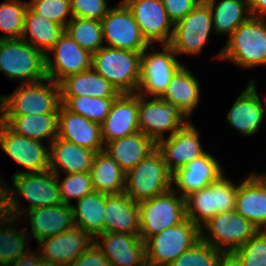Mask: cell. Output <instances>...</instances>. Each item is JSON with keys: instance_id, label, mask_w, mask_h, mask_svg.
Segmentation results:
<instances>
[{"instance_id": "obj_1", "label": "cell", "mask_w": 266, "mask_h": 266, "mask_svg": "<svg viewBox=\"0 0 266 266\" xmlns=\"http://www.w3.org/2000/svg\"><path fill=\"white\" fill-rule=\"evenodd\" d=\"M12 177L13 185L10 186L12 189H8L12 217L21 220L24 211L62 203L56 174L50 169L39 173H22ZM19 195L29 201L27 207L24 208Z\"/></svg>"}, {"instance_id": "obj_2", "label": "cell", "mask_w": 266, "mask_h": 266, "mask_svg": "<svg viewBox=\"0 0 266 266\" xmlns=\"http://www.w3.org/2000/svg\"><path fill=\"white\" fill-rule=\"evenodd\" d=\"M215 57L244 69L266 65V18L251 16L229 36Z\"/></svg>"}, {"instance_id": "obj_3", "label": "cell", "mask_w": 266, "mask_h": 266, "mask_svg": "<svg viewBox=\"0 0 266 266\" xmlns=\"http://www.w3.org/2000/svg\"><path fill=\"white\" fill-rule=\"evenodd\" d=\"M61 105L60 86L48 78L20 84L9 96L0 95V115L59 113Z\"/></svg>"}, {"instance_id": "obj_4", "label": "cell", "mask_w": 266, "mask_h": 266, "mask_svg": "<svg viewBox=\"0 0 266 266\" xmlns=\"http://www.w3.org/2000/svg\"><path fill=\"white\" fill-rule=\"evenodd\" d=\"M140 52L104 46L92 54V68L121 93H137L140 83Z\"/></svg>"}, {"instance_id": "obj_5", "label": "cell", "mask_w": 266, "mask_h": 266, "mask_svg": "<svg viewBox=\"0 0 266 266\" xmlns=\"http://www.w3.org/2000/svg\"><path fill=\"white\" fill-rule=\"evenodd\" d=\"M172 175L156 148L126 173L124 193L136 203L149 200L173 188Z\"/></svg>"}, {"instance_id": "obj_6", "label": "cell", "mask_w": 266, "mask_h": 266, "mask_svg": "<svg viewBox=\"0 0 266 266\" xmlns=\"http://www.w3.org/2000/svg\"><path fill=\"white\" fill-rule=\"evenodd\" d=\"M0 72L21 84L47 78L46 56L20 39L0 40Z\"/></svg>"}, {"instance_id": "obj_7", "label": "cell", "mask_w": 266, "mask_h": 266, "mask_svg": "<svg viewBox=\"0 0 266 266\" xmlns=\"http://www.w3.org/2000/svg\"><path fill=\"white\" fill-rule=\"evenodd\" d=\"M238 184L227 179L226 174L209 186L185 197L186 218L199 228L218 213L234 211Z\"/></svg>"}, {"instance_id": "obj_8", "label": "cell", "mask_w": 266, "mask_h": 266, "mask_svg": "<svg viewBox=\"0 0 266 266\" xmlns=\"http://www.w3.org/2000/svg\"><path fill=\"white\" fill-rule=\"evenodd\" d=\"M200 240V228L186 218L180 224L168 227L145 242L146 265L168 266Z\"/></svg>"}, {"instance_id": "obj_9", "label": "cell", "mask_w": 266, "mask_h": 266, "mask_svg": "<svg viewBox=\"0 0 266 266\" xmlns=\"http://www.w3.org/2000/svg\"><path fill=\"white\" fill-rule=\"evenodd\" d=\"M138 205L139 236L144 242L186 219L185 198L178 195L173 188Z\"/></svg>"}, {"instance_id": "obj_10", "label": "cell", "mask_w": 266, "mask_h": 266, "mask_svg": "<svg viewBox=\"0 0 266 266\" xmlns=\"http://www.w3.org/2000/svg\"><path fill=\"white\" fill-rule=\"evenodd\" d=\"M257 231L252 223L235 210L218 213L200 228L201 240L223 252H234Z\"/></svg>"}, {"instance_id": "obj_11", "label": "cell", "mask_w": 266, "mask_h": 266, "mask_svg": "<svg viewBox=\"0 0 266 266\" xmlns=\"http://www.w3.org/2000/svg\"><path fill=\"white\" fill-rule=\"evenodd\" d=\"M146 98L138 94L139 128L156 144L166 138L164 132L170 131V137L190 122L177 106L159 97H152L149 101Z\"/></svg>"}, {"instance_id": "obj_12", "label": "cell", "mask_w": 266, "mask_h": 266, "mask_svg": "<svg viewBox=\"0 0 266 266\" xmlns=\"http://www.w3.org/2000/svg\"><path fill=\"white\" fill-rule=\"evenodd\" d=\"M162 51L147 52L141 55L140 83L138 94L160 97L166 90L174 74L183 66L169 45H161Z\"/></svg>"}, {"instance_id": "obj_13", "label": "cell", "mask_w": 266, "mask_h": 266, "mask_svg": "<svg viewBox=\"0 0 266 266\" xmlns=\"http://www.w3.org/2000/svg\"><path fill=\"white\" fill-rule=\"evenodd\" d=\"M118 6L110 7L108 13L101 20L103 41L106 46L142 53L150 45L143 37L130 9L121 0Z\"/></svg>"}, {"instance_id": "obj_14", "label": "cell", "mask_w": 266, "mask_h": 266, "mask_svg": "<svg viewBox=\"0 0 266 266\" xmlns=\"http://www.w3.org/2000/svg\"><path fill=\"white\" fill-rule=\"evenodd\" d=\"M213 30L210 7L200 2L188 15L174 24L169 46L176 55H198Z\"/></svg>"}, {"instance_id": "obj_15", "label": "cell", "mask_w": 266, "mask_h": 266, "mask_svg": "<svg viewBox=\"0 0 266 266\" xmlns=\"http://www.w3.org/2000/svg\"><path fill=\"white\" fill-rule=\"evenodd\" d=\"M0 148L19 167L25 168V171L16 172L14 175L39 173L49 170V144L45 146L43 141L19 135L2 121H0Z\"/></svg>"}, {"instance_id": "obj_16", "label": "cell", "mask_w": 266, "mask_h": 266, "mask_svg": "<svg viewBox=\"0 0 266 266\" xmlns=\"http://www.w3.org/2000/svg\"><path fill=\"white\" fill-rule=\"evenodd\" d=\"M130 9L143 37L150 45H169L174 24L164 9L162 0H122Z\"/></svg>"}, {"instance_id": "obj_17", "label": "cell", "mask_w": 266, "mask_h": 266, "mask_svg": "<svg viewBox=\"0 0 266 266\" xmlns=\"http://www.w3.org/2000/svg\"><path fill=\"white\" fill-rule=\"evenodd\" d=\"M49 53L46 55V74L55 83L92 68V54L81 48L65 31Z\"/></svg>"}, {"instance_id": "obj_18", "label": "cell", "mask_w": 266, "mask_h": 266, "mask_svg": "<svg viewBox=\"0 0 266 266\" xmlns=\"http://www.w3.org/2000/svg\"><path fill=\"white\" fill-rule=\"evenodd\" d=\"M193 124L190 121L172 136L157 143V149L162 153L172 174L207 152L203 149L200 133Z\"/></svg>"}, {"instance_id": "obj_19", "label": "cell", "mask_w": 266, "mask_h": 266, "mask_svg": "<svg viewBox=\"0 0 266 266\" xmlns=\"http://www.w3.org/2000/svg\"><path fill=\"white\" fill-rule=\"evenodd\" d=\"M94 242L110 266H147L145 242L139 234L102 233Z\"/></svg>"}, {"instance_id": "obj_20", "label": "cell", "mask_w": 266, "mask_h": 266, "mask_svg": "<svg viewBox=\"0 0 266 266\" xmlns=\"http://www.w3.org/2000/svg\"><path fill=\"white\" fill-rule=\"evenodd\" d=\"M247 87L231 106L226 122L243 136H252L260 130L266 116V98L263 105L256 89L255 79H249Z\"/></svg>"}, {"instance_id": "obj_21", "label": "cell", "mask_w": 266, "mask_h": 266, "mask_svg": "<svg viewBox=\"0 0 266 266\" xmlns=\"http://www.w3.org/2000/svg\"><path fill=\"white\" fill-rule=\"evenodd\" d=\"M101 131L105 145L140 131L138 93H121L115 98Z\"/></svg>"}, {"instance_id": "obj_22", "label": "cell", "mask_w": 266, "mask_h": 266, "mask_svg": "<svg viewBox=\"0 0 266 266\" xmlns=\"http://www.w3.org/2000/svg\"><path fill=\"white\" fill-rule=\"evenodd\" d=\"M94 239L81 228L74 227L64 233L38 242L43 260L69 266L92 244Z\"/></svg>"}, {"instance_id": "obj_23", "label": "cell", "mask_w": 266, "mask_h": 266, "mask_svg": "<svg viewBox=\"0 0 266 266\" xmlns=\"http://www.w3.org/2000/svg\"><path fill=\"white\" fill-rule=\"evenodd\" d=\"M221 167L214 155L206 152L173 173L172 184L178 188L177 190L173 189L177 193L182 191L180 195L185 198L190 193L209 186L223 176L224 170Z\"/></svg>"}, {"instance_id": "obj_24", "label": "cell", "mask_w": 266, "mask_h": 266, "mask_svg": "<svg viewBox=\"0 0 266 266\" xmlns=\"http://www.w3.org/2000/svg\"><path fill=\"white\" fill-rule=\"evenodd\" d=\"M235 211L258 230H266V177L252 172L238 184Z\"/></svg>"}, {"instance_id": "obj_25", "label": "cell", "mask_w": 266, "mask_h": 266, "mask_svg": "<svg viewBox=\"0 0 266 266\" xmlns=\"http://www.w3.org/2000/svg\"><path fill=\"white\" fill-rule=\"evenodd\" d=\"M58 138H62L83 148L97 152L103 151L101 125L85 117L72 113L63 105L58 113Z\"/></svg>"}, {"instance_id": "obj_26", "label": "cell", "mask_w": 266, "mask_h": 266, "mask_svg": "<svg viewBox=\"0 0 266 266\" xmlns=\"http://www.w3.org/2000/svg\"><path fill=\"white\" fill-rule=\"evenodd\" d=\"M22 216L29 218L31 227L29 238L37 242L75 227L73 209L71 205L63 202L55 206L31 209Z\"/></svg>"}, {"instance_id": "obj_27", "label": "cell", "mask_w": 266, "mask_h": 266, "mask_svg": "<svg viewBox=\"0 0 266 266\" xmlns=\"http://www.w3.org/2000/svg\"><path fill=\"white\" fill-rule=\"evenodd\" d=\"M104 233L139 234V205L124 192L105 194Z\"/></svg>"}, {"instance_id": "obj_28", "label": "cell", "mask_w": 266, "mask_h": 266, "mask_svg": "<svg viewBox=\"0 0 266 266\" xmlns=\"http://www.w3.org/2000/svg\"><path fill=\"white\" fill-rule=\"evenodd\" d=\"M49 146V169L55 174L90 172L95 151L58 137Z\"/></svg>"}, {"instance_id": "obj_29", "label": "cell", "mask_w": 266, "mask_h": 266, "mask_svg": "<svg viewBox=\"0 0 266 266\" xmlns=\"http://www.w3.org/2000/svg\"><path fill=\"white\" fill-rule=\"evenodd\" d=\"M200 85L195 74L183 65L172 77L169 85L159 97L177 106L189 118L200 101Z\"/></svg>"}, {"instance_id": "obj_30", "label": "cell", "mask_w": 266, "mask_h": 266, "mask_svg": "<svg viewBox=\"0 0 266 266\" xmlns=\"http://www.w3.org/2000/svg\"><path fill=\"white\" fill-rule=\"evenodd\" d=\"M157 148V144L141 131L108 142L106 151L127 173Z\"/></svg>"}, {"instance_id": "obj_31", "label": "cell", "mask_w": 266, "mask_h": 266, "mask_svg": "<svg viewBox=\"0 0 266 266\" xmlns=\"http://www.w3.org/2000/svg\"><path fill=\"white\" fill-rule=\"evenodd\" d=\"M15 133L35 140H45L50 144L58 135V113L30 115H0Z\"/></svg>"}, {"instance_id": "obj_32", "label": "cell", "mask_w": 266, "mask_h": 266, "mask_svg": "<svg viewBox=\"0 0 266 266\" xmlns=\"http://www.w3.org/2000/svg\"><path fill=\"white\" fill-rule=\"evenodd\" d=\"M64 31L65 28L63 26L35 13L28 6L25 12L24 30L21 36L23 41L46 56Z\"/></svg>"}, {"instance_id": "obj_33", "label": "cell", "mask_w": 266, "mask_h": 266, "mask_svg": "<svg viewBox=\"0 0 266 266\" xmlns=\"http://www.w3.org/2000/svg\"><path fill=\"white\" fill-rule=\"evenodd\" d=\"M61 96L117 97L120 93L93 68L73 74L60 83Z\"/></svg>"}, {"instance_id": "obj_34", "label": "cell", "mask_w": 266, "mask_h": 266, "mask_svg": "<svg viewBox=\"0 0 266 266\" xmlns=\"http://www.w3.org/2000/svg\"><path fill=\"white\" fill-rule=\"evenodd\" d=\"M90 175L94 191L107 195L124 192L126 173L106 151L95 154Z\"/></svg>"}, {"instance_id": "obj_35", "label": "cell", "mask_w": 266, "mask_h": 266, "mask_svg": "<svg viewBox=\"0 0 266 266\" xmlns=\"http://www.w3.org/2000/svg\"><path fill=\"white\" fill-rule=\"evenodd\" d=\"M76 204L71 205L75 227L81 228L93 239L104 233L105 194L93 191L77 200Z\"/></svg>"}, {"instance_id": "obj_36", "label": "cell", "mask_w": 266, "mask_h": 266, "mask_svg": "<svg viewBox=\"0 0 266 266\" xmlns=\"http://www.w3.org/2000/svg\"><path fill=\"white\" fill-rule=\"evenodd\" d=\"M206 3L210 7L215 34L230 36L251 17L248 0H209Z\"/></svg>"}, {"instance_id": "obj_37", "label": "cell", "mask_w": 266, "mask_h": 266, "mask_svg": "<svg viewBox=\"0 0 266 266\" xmlns=\"http://www.w3.org/2000/svg\"><path fill=\"white\" fill-rule=\"evenodd\" d=\"M19 220L12 217L0 225V266H8L30 250L27 247L31 240L27 229L17 230L16 227H11Z\"/></svg>"}, {"instance_id": "obj_38", "label": "cell", "mask_w": 266, "mask_h": 266, "mask_svg": "<svg viewBox=\"0 0 266 266\" xmlns=\"http://www.w3.org/2000/svg\"><path fill=\"white\" fill-rule=\"evenodd\" d=\"M116 97L98 98L92 96H61L62 105L72 113L89 121L102 124Z\"/></svg>"}, {"instance_id": "obj_39", "label": "cell", "mask_w": 266, "mask_h": 266, "mask_svg": "<svg viewBox=\"0 0 266 266\" xmlns=\"http://www.w3.org/2000/svg\"><path fill=\"white\" fill-rule=\"evenodd\" d=\"M65 32L91 54L104 47L102 23L99 20L72 18L65 26Z\"/></svg>"}, {"instance_id": "obj_40", "label": "cell", "mask_w": 266, "mask_h": 266, "mask_svg": "<svg viewBox=\"0 0 266 266\" xmlns=\"http://www.w3.org/2000/svg\"><path fill=\"white\" fill-rule=\"evenodd\" d=\"M28 2L7 0L0 3V40L20 39L24 30V17Z\"/></svg>"}, {"instance_id": "obj_41", "label": "cell", "mask_w": 266, "mask_h": 266, "mask_svg": "<svg viewBox=\"0 0 266 266\" xmlns=\"http://www.w3.org/2000/svg\"><path fill=\"white\" fill-rule=\"evenodd\" d=\"M60 177L61 173L56 174L61 200L64 204L71 205L72 198L77 201L94 191L90 172L66 174L65 177Z\"/></svg>"}, {"instance_id": "obj_42", "label": "cell", "mask_w": 266, "mask_h": 266, "mask_svg": "<svg viewBox=\"0 0 266 266\" xmlns=\"http://www.w3.org/2000/svg\"><path fill=\"white\" fill-rule=\"evenodd\" d=\"M223 251L200 240L168 266H217Z\"/></svg>"}, {"instance_id": "obj_43", "label": "cell", "mask_w": 266, "mask_h": 266, "mask_svg": "<svg viewBox=\"0 0 266 266\" xmlns=\"http://www.w3.org/2000/svg\"><path fill=\"white\" fill-rule=\"evenodd\" d=\"M28 6L37 14L65 28L73 18L70 0H31Z\"/></svg>"}, {"instance_id": "obj_44", "label": "cell", "mask_w": 266, "mask_h": 266, "mask_svg": "<svg viewBox=\"0 0 266 266\" xmlns=\"http://www.w3.org/2000/svg\"><path fill=\"white\" fill-rule=\"evenodd\" d=\"M234 253L243 266H266V230H258Z\"/></svg>"}, {"instance_id": "obj_45", "label": "cell", "mask_w": 266, "mask_h": 266, "mask_svg": "<svg viewBox=\"0 0 266 266\" xmlns=\"http://www.w3.org/2000/svg\"><path fill=\"white\" fill-rule=\"evenodd\" d=\"M70 5L73 18L101 21L110 10L107 0H70Z\"/></svg>"}, {"instance_id": "obj_46", "label": "cell", "mask_w": 266, "mask_h": 266, "mask_svg": "<svg viewBox=\"0 0 266 266\" xmlns=\"http://www.w3.org/2000/svg\"><path fill=\"white\" fill-rule=\"evenodd\" d=\"M162 2L173 24L182 20L200 3L198 0H162Z\"/></svg>"}, {"instance_id": "obj_47", "label": "cell", "mask_w": 266, "mask_h": 266, "mask_svg": "<svg viewBox=\"0 0 266 266\" xmlns=\"http://www.w3.org/2000/svg\"><path fill=\"white\" fill-rule=\"evenodd\" d=\"M69 266H110L102 250L94 242Z\"/></svg>"}, {"instance_id": "obj_48", "label": "cell", "mask_w": 266, "mask_h": 266, "mask_svg": "<svg viewBox=\"0 0 266 266\" xmlns=\"http://www.w3.org/2000/svg\"><path fill=\"white\" fill-rule=\"evenodd\" d=\"M9 186L6 182L3 184L0 178V225L9 221L12 218L9 206Z\"/></svg>"}, {"instance_id": "obj_49", "label": "cell", "mask_w": 266, "mask_h": 266, "mask_svg": "<svg viewBox=\"0 0 266 266\" xmlns=\"http://www.w3.org/2000/svg\"><path fill=\"white\" fill-rule=\"evenodd\" d=\"M42 257L40 253L28 251L8 266H40Z\"/></svg>"}, {"instance_id": "obj_50", "label": "cell", "mask_w": 266, "mask_h": 266, "mask_svg": "<svg viewBox=\"0 0 266 266\" xmlns=\"http://www.w3.org/2000/svg\"><path fill=\"white\" fill-rule=\"evenodd\" d=\"M252 17L266 18V0H248Z\"/></svg>"}, {"instance_id": "obj_51", "label": "cell", "mask_w": 266, "mask_h": 266, "mask_svg": "<svg viewBox=\"0 0 266 266\" xmlns=\"http://www.w3.org/2000/svg\"><path fill=\"white\" fill-rule=\"evenodd\" d=\"M217 266H243L241 260L234 252H223Z\"/></svg>"}, {"instance_id": "obj_52", "label": "cell", "mask_w": 266, "mask_h": 266, "mask_svg": "<svg viewBox=\"0 0 266 266\" xmlns=\"http://www.w3.org/2000/svg\"><path fill=\"white\" fill-rule=\"evenodd\" d=\"M40 266H66V265H62L60 263H55V262H49L42 259Z\"/></svg>"}, {"instance_id": "obj_53", "label": "cell", "mask_w": 266, "mask_h": 266, "mask_svg": "<svg viewBox=\"0 0 266 266\" xmlns=\"http://www.w3.org/2000/svg\"><path fill=\"white\" fill-rule=\"evenodd\" d=\"M199 2H208L209 0H198Z\"/></svg>"}]
</instances>
